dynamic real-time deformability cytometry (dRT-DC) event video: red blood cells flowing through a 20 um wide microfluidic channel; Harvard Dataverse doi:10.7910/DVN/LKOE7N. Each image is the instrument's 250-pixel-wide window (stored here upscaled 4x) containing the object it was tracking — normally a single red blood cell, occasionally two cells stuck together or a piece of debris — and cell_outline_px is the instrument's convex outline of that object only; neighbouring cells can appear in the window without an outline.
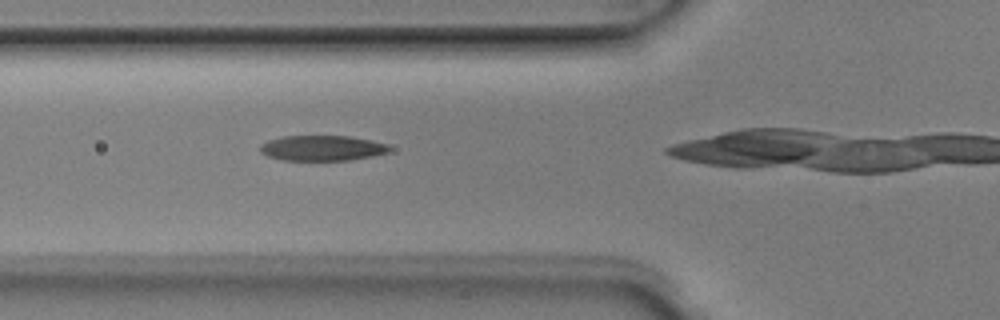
{"species": "Egyptian fruit bat (a non-hibernating species)", "species_latin": "Rousettus aegyptiacus", "temperature_condition": "room temperature", "stored_images_in_passage": 5, "camera_frame_rate_fps": 3000, "um_per_image_px": 0.085, "animal": {"sex": "male"}, "frame": {"image": 1, "passage_image": 4, "time_ms": 1.0, "image_size_px": [1000, 320], "cell_outline_px": [[392, 148], [388, 152], [372, 156], [352, 160], [280, 160], [268, 156], [260, 152], [260, 144], [268, 140], [284, 136], [348, 136], [372, 140], [388, 144]], "centroid_in_image_um": [27.39, 12.59], "position_along_channel_um": 98.4, "area_um2": 19.19}}